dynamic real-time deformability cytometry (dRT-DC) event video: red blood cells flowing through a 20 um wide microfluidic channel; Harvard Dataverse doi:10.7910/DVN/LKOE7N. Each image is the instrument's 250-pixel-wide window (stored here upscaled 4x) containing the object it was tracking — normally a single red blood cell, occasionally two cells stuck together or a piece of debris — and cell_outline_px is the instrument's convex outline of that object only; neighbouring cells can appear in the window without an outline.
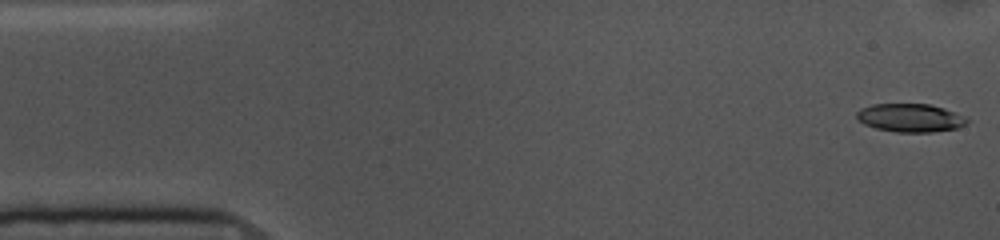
{"species": "common noctule bat (a hibernating species)", "species_latin": "Nyctalus noctula", "temperature_condition": "cold", "stored_images_in_passage": 54, "camera_frame_rate_fps": 3000, "um_per_image_px": 0.085, "animal": {"sex": "female", "body_mass_g": 10.0, "forearm_length_mm": 53.1}, "frame": {"image": 1, "passage_image": 1, "time_ms": 0.0, "image_size_px": [1000, 240], "cell_outline_px": [[968, 120], [964, 124], [956, 128], [932, 132], [896, 132], [876, 128], [864, 124], [856, 116], [856, 112], [860, 108], [872, 104], [928, 104], [944, 108], [964, 116]], "centroid_in_image_um": [77.34, 10.01], "position_along_channel_um": 7.7, "area_um2": 18.03}}
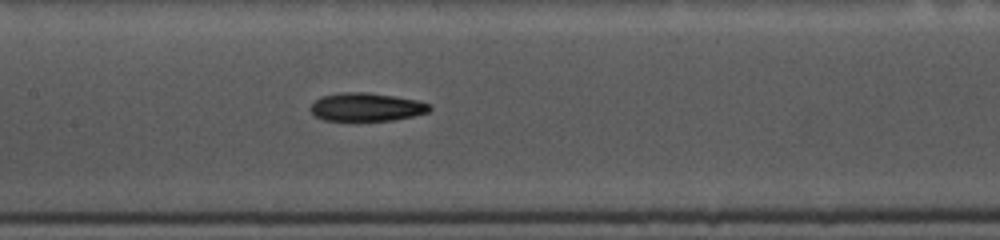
{"frame": {"image": 2, "passage_image": 24, "time_ms": 7.667, "image_size_px": [1000, 240], "cell_outline_px": [[432, 108], [428, 112], [412, 116], [392, 120], [324, 120], [316, 116], [308, 108], [316, 100], [324, 96], [340, 92], [368, 92], [396, 96], [416, 100], [432, 104]], "centroid_in_image_um": [31.17, 9.09], "position_along_channel_um": 176.2, "area_um2": 19.54}}
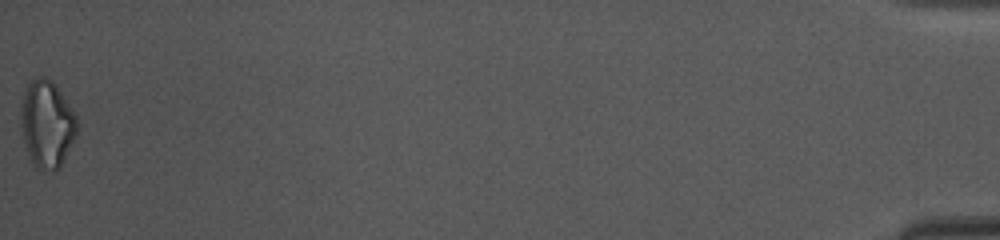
{"frame": {"image": 3, "passage_image": 54, "time_ms": 17.667, "image_size_px": [1000, 240], "cell_outline_px": [[76, 136], [60, 168], [52, 172], [36, 168], [28, 156], [24, 144], [20, 124], [20, 104], [24, 92], [28, 84], [32, 80], [40, 76], [44, 76], [52, 80], [56, 84], [72, 108], [76, 116]], "centroid_in_image_um": [3.97, 10.55], "position_along_channel_um": 431.2, "area_um2": 28.96}, "authors_computed_cell_mechanics": {"area_um2": 19.3919, "velocity_mm_per_s": 3.6171, "shape_relaxation_time_tau1_ms": 6.4393, "shape_relaxation_time_tau2_ms": null, "deformation_change_tau1": 0.168, "deformation_change_tau2": null}}